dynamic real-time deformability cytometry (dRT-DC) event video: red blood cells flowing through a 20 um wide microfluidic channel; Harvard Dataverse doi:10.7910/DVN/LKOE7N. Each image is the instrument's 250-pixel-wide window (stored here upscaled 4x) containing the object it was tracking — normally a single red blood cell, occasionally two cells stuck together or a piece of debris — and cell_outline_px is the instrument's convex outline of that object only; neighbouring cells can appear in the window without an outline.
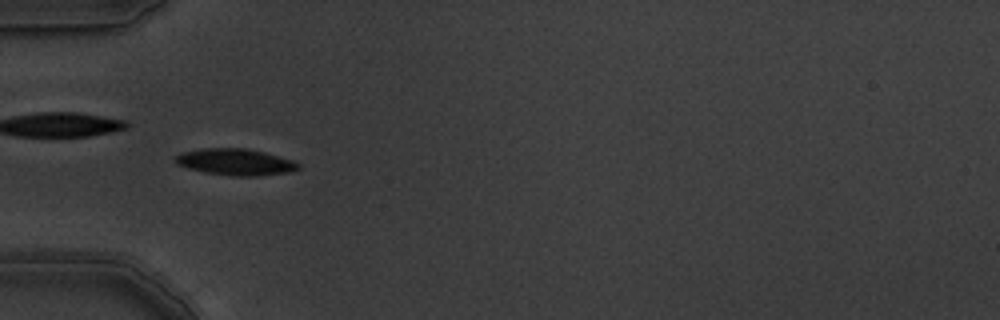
{"species": "common noctule bat (a hibernating species)", "species_latin": "Nyctalus noctula", "temperature_condition": "warm", "stored_images_in_passage": 10, "camera_frame_rate_fps": 3000, "um_per_image_px": 0.085, "animal": {"sex": "male", "body_mass_g": 19.5, "forearm_length_mm": 54.6}, "frame": {"image": 1, "passage_image": 5, "time_ms": 1.333, "image_size_px": [1000, 320], "cell_outline_px": [[300, 168], [288, 172], [256, 176], [232, 176], [204, 172], [188, 168], [176, 164], [172, 160], [176, 156], [184, 152], [204, 148], [248, 148], [264, 152], [292, 160], [300, 164]], "centroid_in_image_um": [19.99, 13.77], "position_along_channel_um": 65.0, "area_um2": 18.96}}
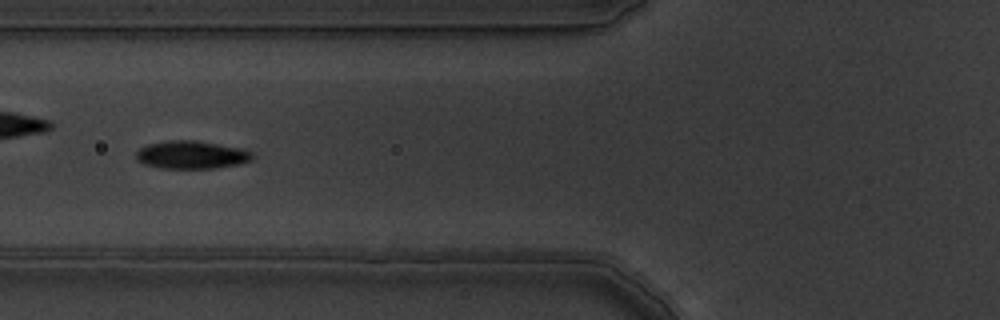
{"frame": {"image": 2, "passage_image": 6, "time_ms": 1.667, "image_size_px": [1000, 320], "cell_outline_px": [[252, 160], [240, 164], [216, 168], [160, 168], [144, 164], [136, 160], [136, 152], [140, 148], [148, 144], [168, 140], [196, 140], [244, 148], [252, 152]], "centroid_in_image_um": [16.29, 13.15], "position_along_channel_um": 109.5, "area_um2": 19.13}}
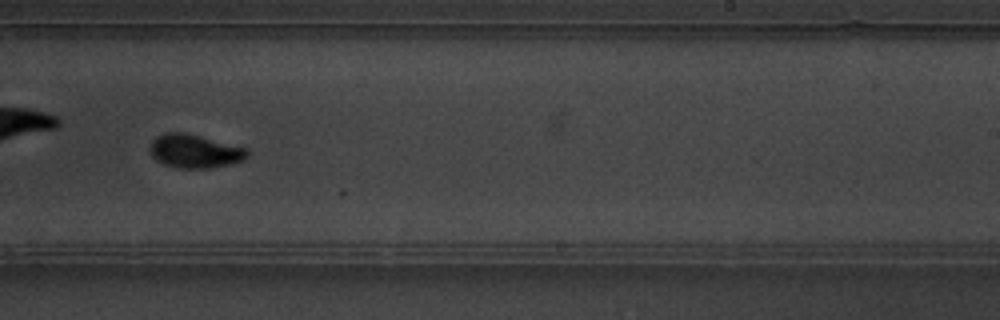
{"frame": {"image": 3, "passage_image": 10, "time_ms": 3.0, "image_size_px": [1000, 320], "cell_outline_px": [[248, 156], [244, 160], [228, 164], [208, 168], [180, 168], [164, 164], [156, 160], [152, 156], [152, 140], [156, 136], [164, 132], [184, 132], [248, 148]], "centroid_in_image_um": [16.56, 12.84], "position_along_channel_um": 272.4, "area_um2": 18.84}}